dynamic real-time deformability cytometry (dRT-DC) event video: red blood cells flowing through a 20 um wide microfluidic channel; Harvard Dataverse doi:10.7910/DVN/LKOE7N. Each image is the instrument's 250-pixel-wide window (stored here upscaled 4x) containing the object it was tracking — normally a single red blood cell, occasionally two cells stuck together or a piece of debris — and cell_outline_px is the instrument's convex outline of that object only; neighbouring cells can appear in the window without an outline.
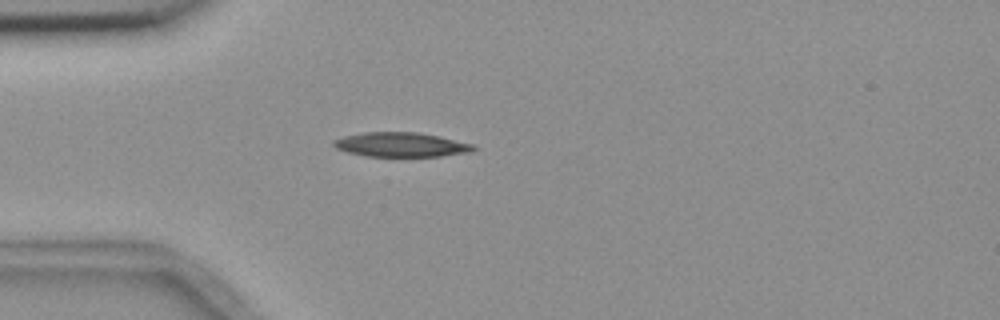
{"species": "common noctule bat (a hibernating species)", "species_latin": "Nyctalus noctula", "temperature_condition": "room temperature", "stored_images_in_passage": 1, "camera_frame_rate_fps": 3000, "um_per_image_px": 0.085, "animal": {"sex": "female", "body_mass_g": 18.4}, "frame": {"image": 1, "passage_image": 1, "time_ms": 0.0, "image_size_px": [1000, 320], "cell_outline_px": [[476, 148], [472, 152], [440, 156], [368, 156], [348, 152], [336, 148], [332, 144], [332, 140], [344, 136], [364, 132], [416, 132], [440, 136], [472, 144]], "centroid_in_image_um": [34.08, 12.29], "position_along_channel_um": 50.9, "area_um2": 19.83}}